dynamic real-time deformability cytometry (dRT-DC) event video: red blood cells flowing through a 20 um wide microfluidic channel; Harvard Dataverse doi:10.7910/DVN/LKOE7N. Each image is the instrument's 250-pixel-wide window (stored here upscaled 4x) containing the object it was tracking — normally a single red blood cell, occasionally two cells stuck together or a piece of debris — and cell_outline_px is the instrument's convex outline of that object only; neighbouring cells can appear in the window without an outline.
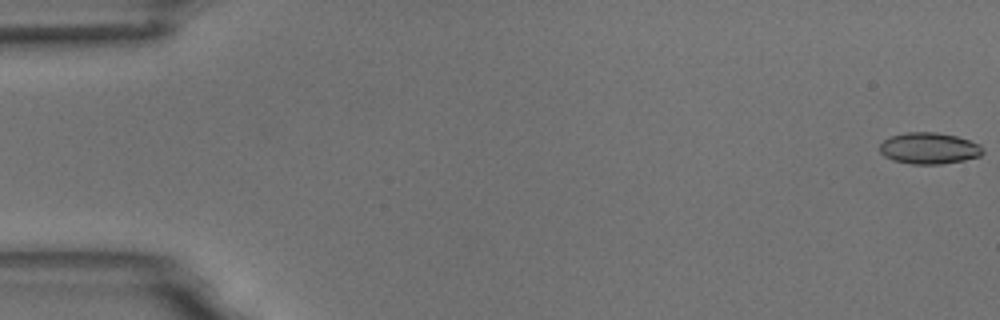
{"species": "common noctule bat (a hibernating species)", "species_latin": "Nyctalus noctula", "temperature_condition": "room temperature", "stored_images_in_passage": 8, "camera_frame_rate_fps": 3000, "um_per_image_px": 0.085, "animal": {"sex": "male", "body_mass_g": 18.8}, "frame": {"image": 1, "passage_image": 1, "time_ms": 0.0, "image_size_px": [1000, 320], "cell_outline_px": [[984, 152], [980, 156], [964, 160], [940, 164], [912, 164], [892, 160], [884, 156], [880, 152], [880, 144], [884, 140], [892, 136], [908, 132], [936, 132], [956, 136], [980, 144]], "centroid_in_image_um": [78.97, 12.61], "position_along_channel_um": 6.0, "area_um2": 18.79}}
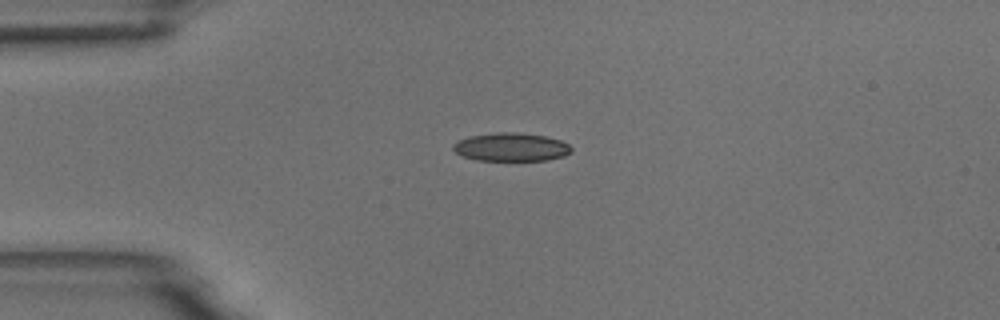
{"frame": {"image": 2, "passage_image": 5, "time_ms": 4.333, "image_size_px": [1000, 320], "cell_outline_px": [[572, 152], [564, 156], [548, 160], [476, 160], [464, 156], [456, 152], [452, 148], [452, 144], [460, 140], [472, 136], [496, 132], [516, 132], [544, 136], [560, 140], [568, 144], [572, 148]], "centroid_in_image_um": [43.47, 12.5], "position_along_channel_um": 41.5, "area_um2": 19.36}}